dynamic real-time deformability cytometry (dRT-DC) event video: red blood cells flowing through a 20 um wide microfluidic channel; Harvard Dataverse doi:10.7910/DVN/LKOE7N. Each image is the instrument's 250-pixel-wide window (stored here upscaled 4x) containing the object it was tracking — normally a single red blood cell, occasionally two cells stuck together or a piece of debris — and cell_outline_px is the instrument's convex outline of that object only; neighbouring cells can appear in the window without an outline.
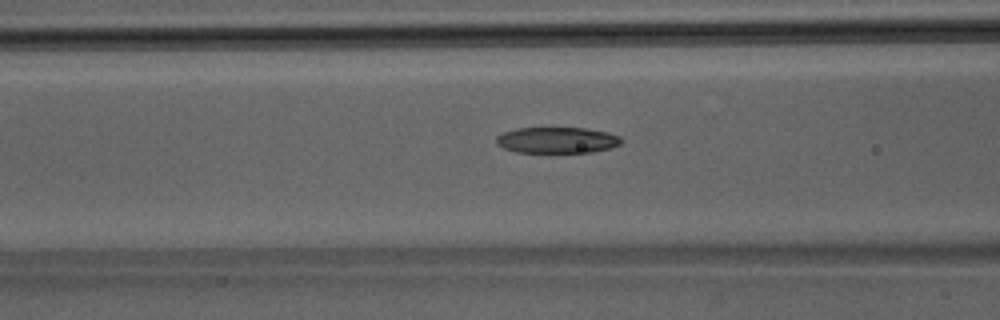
{"species": "Egyptian fruit bat (a non-hibernating species)", "species_latin": "Rousettus aegyptiacus", "temperature_condition": "room temperature", "stored_images_in_passage": 41, "camera_frame_rate_fps": 3000, "um_per_image_px": 0.085, "animal": {"sex": "male"}, "frame": {"image": 1, "passage_image": 17, "time_ms": 5.333, "image_size_px": [1000, 320], "cell_outline_px": [[624, 140], [620, 144], [612, 148], [592, 152], [516, 152], [504, 148], [496, 144], [496, 136], [504, 132], [516, 128], [588, 128], [608, 132], [620, 136]], "centroid_in_image_um": [47.38, 11.91], "position_along_channel_um": 119.2, "area_um2": 19.13}}
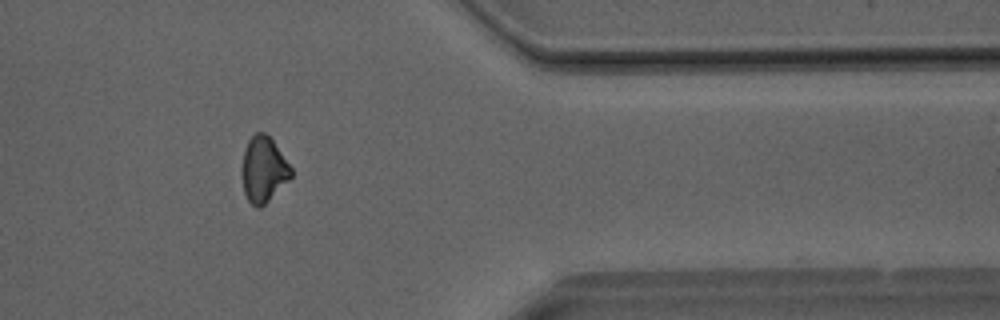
{"frame": {"image": 2, "passage_image": 34, "time_ms": 11.0, "image_size_px": [1000, 320], "cell_outline_px": [[292, 176], [260, 208], [256, 208], [248, 200], [244, 192], [240, 172], [240, 168], [244, 148], [248, 140], [256, 132], [264, 132], [272, 140], [292, 168]], "centroid_in_image_um": [22.35, 14.4], "position_along_channel_um": 389.1, "area_um2": 18.79}}
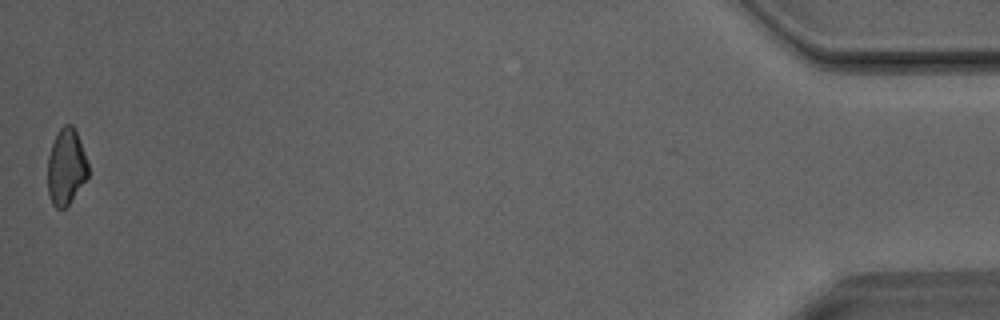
{"frame": {"image": 3, "passage_image": 41, "time_ms": 13.333, "image_size_px": [1000, 320], "cell_outline_px": [[88, 176], [68, 204], [64, 208], [56, 208], [52, 204], [48, 192], [48, 156], [56, 132], [64, 124], [72, 124], [76, 132], [84, 152], [88, 164]], "centroid_in_image_um": [5.6, 14.16], "position_along_channel_um": 429.6, "area_um2": 17.74}}